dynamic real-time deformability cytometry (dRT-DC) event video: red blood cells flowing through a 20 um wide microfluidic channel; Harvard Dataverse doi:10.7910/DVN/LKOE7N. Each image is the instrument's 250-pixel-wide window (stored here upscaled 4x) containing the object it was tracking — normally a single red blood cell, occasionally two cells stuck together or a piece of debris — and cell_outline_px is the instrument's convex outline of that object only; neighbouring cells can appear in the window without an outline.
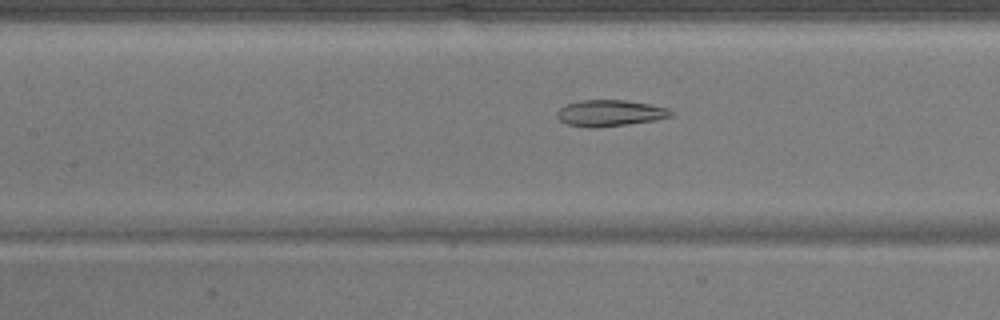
{"species": "common noctule bat (a hibernating species)", "species_latin": "Nyctalus noctula", "temperature_condition": "warm", "stored_images_in_passage": 34, "camera_frame_rate_fps": 3000, "um_per_image_px": 0.085, "animal": {"sex": "male", "body_mass_g": 17.9}, "frame": {"image": 1, "passage_image": 7, "time_ms": 2.0, "image_size_px": [1000, 320], "cell_outline_px": [[676, 112], [672, 116], [656, 120], [628, 124], [592, 128], [588, 128], [568, 124], [560, 120], [556, 116], [556, 112], [564, 104], [580, 100], [628, 100], [668, 108]], "centroid_in_image_um": [51.85, 9.61], "position_along_channel_um": 155.6, "area_um2": 17.63}}
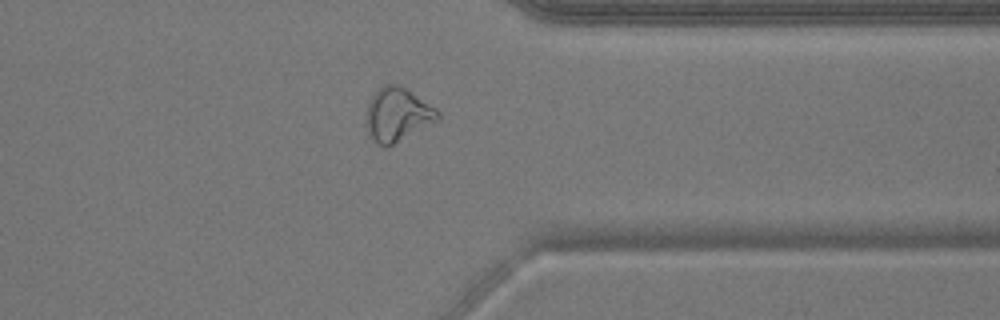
{"frame": {"image": 2, "passage_image": 24, "time_ms": 7.667, "image_size_px": [1000, 320], "cell_outline_px": [[440, 120], [392, 144], [380, 144], [368, 136], [364, 124], [364, 112], [372, 96], [384, 84], [400, 84], [436, 108], [440, 112]], "centroid_in_image_um": [33.76, 9.72], "position_along_channel_um": 377.6, "area_um2": 22.48}}
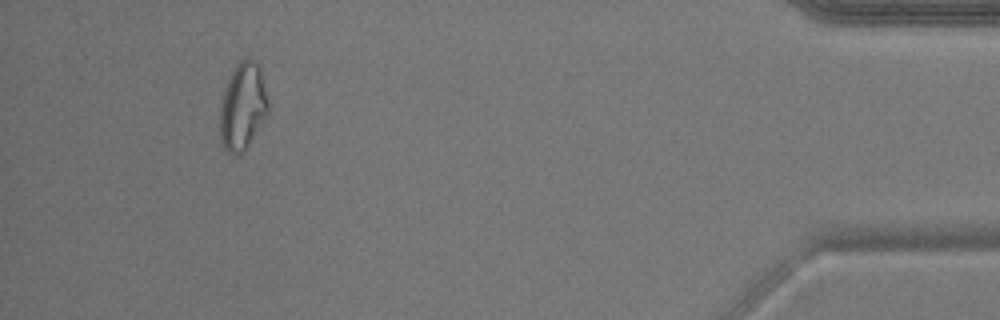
{"frame": {"image": 3, "passage_image": 31, "time_ms": 10.0, "image_size_px": [1000, 320], "cell_outline_px": [[268, 112], [248, 144], [240, 152], [228, 152], [224, 148], [220, 136], [220, 108], [224, 88], [232, 68], [244, 56], [248, 56], [260, 64], [268, 100]], "centroid_in_image_um": [20.63, 8.92], "position_along_channel_um": 414.6, "area_um2": 24.39}}